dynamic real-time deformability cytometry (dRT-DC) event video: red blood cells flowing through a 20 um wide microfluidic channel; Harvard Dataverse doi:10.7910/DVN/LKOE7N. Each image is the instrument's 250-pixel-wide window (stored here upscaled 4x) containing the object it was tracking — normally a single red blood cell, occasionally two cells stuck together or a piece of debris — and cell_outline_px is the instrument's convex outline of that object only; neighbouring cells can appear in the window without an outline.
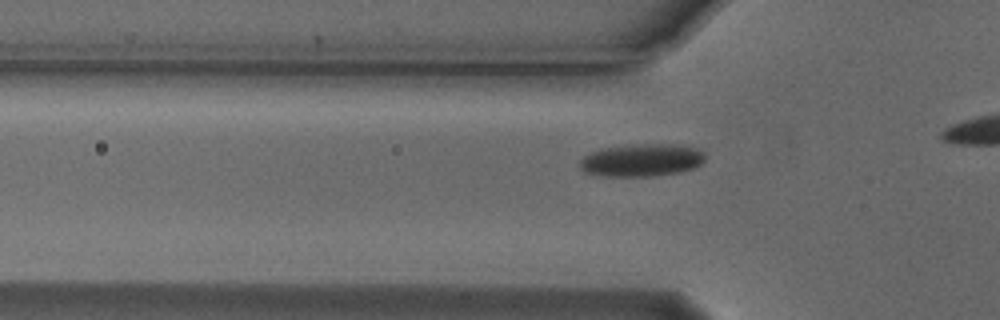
{"species": "Egyptian fruit bat (a non-hibernating species)", "species_latin": "Rousettus aegyptiacus", "temperature_condition": "cold", "stored_images_in_passage": 17, "camera_frame_rate_fps": 3000, "um_per_image_px": 0.085, "animal": {"sex": "male"}, "frame": {"image": 1, "passage_image": 4, "time_ms": 1.0, "image_size_px": [1000, 320], "cell_outline_px": [[704, 160], [700, 164], [692, 168], [680, 172], [656, 176], [600, 176], [584, 172], [580, 168], [580, 160], [584, 156], [600, 148], [640, 144], [672, 144], [696, 148], [704, 152]], "centroid_in_image_um": [54.52, 13.62], "position_along_channel_um": 71.3, "area_um2": 23.81}}
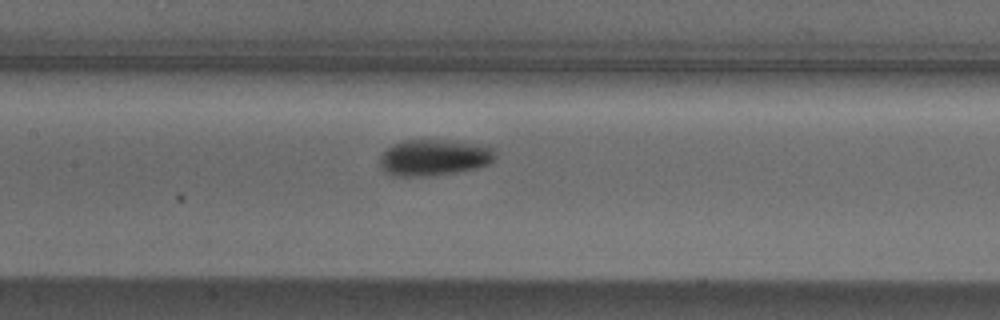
{"frame": {"image": 2, "passage_image": 12, "time_ms": 3.667, "image_size_px": [1000, 320], "cell_outline_px": [[496, 156], [488, 164], [476, 168], [456, 172], [432, 176], [392, 176], [384, 172], [380, 168], [380, 156], [392, 144], [404, 140], [440, 140], [480, 144], [492, 148], [496, 152]], "centroid_in_image_um": [36.86, 13.4], "position_along_channel_um": 170.5, "area_um2": 24.45}}
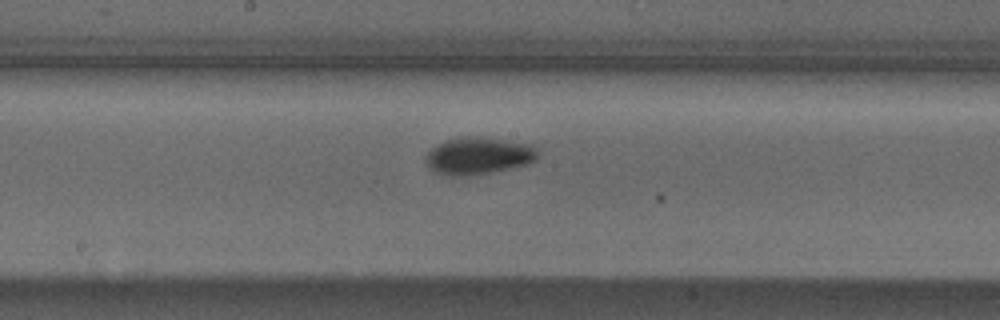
{"frame": {"image": 3, "passage_image": 15, "time_ms": 4.667, "image_size_px": [1000, 320], "cell_outline_px": [[540, 152], [536, 160], [528, 164], [512, 168], [464, 176], [448, 176], [436, 172], [424, 160], [424, 156], [432, 148], [444, 140], [464, 136], [480, 136], [532, 144]], "centroid_in_image_um": [40.69, 13.22], "position_along_channel_um": 207.5, "area_um2": 24.45}}